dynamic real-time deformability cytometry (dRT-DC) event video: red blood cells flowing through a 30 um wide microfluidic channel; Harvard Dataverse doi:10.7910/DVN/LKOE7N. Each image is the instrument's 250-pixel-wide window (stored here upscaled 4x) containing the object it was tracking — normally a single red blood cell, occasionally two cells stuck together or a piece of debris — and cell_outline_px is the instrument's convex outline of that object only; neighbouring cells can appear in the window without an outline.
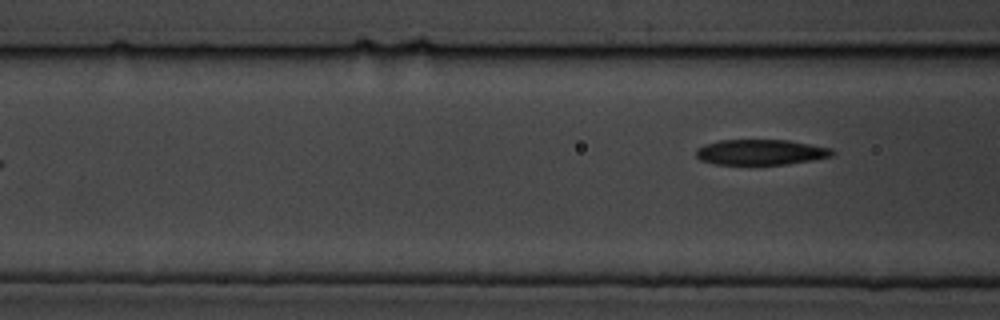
{"species": "common noctule bat (a hibernating species)", "species_latin": "Nyctalus noctula", "temperature_condition": "cold", "stored_images_in_passage": 7, "camera_frame_rate_fps": 3000, "um_per_image_px": 0.085, "animal": {"sex": "male", "body_mass_g": 19.5, "forearm_length_mm": 54.6}, "frame": {"image": 1, "passage_image": 7, "time_ms": 8.0, "image_size_px": [1000, 320], "cell_outline_px": [[836, 152], [832, 156], [812, 160], [788, 164], [716, 164], [700, 160], [696, 156], [696, 148], [704, 144], [720, 140], [788, 140], [832, 148]], "centroid_in_image_um": [64.67, 12.93], "position_along_channel_um": 101.9, "area_um2": 20.23}}